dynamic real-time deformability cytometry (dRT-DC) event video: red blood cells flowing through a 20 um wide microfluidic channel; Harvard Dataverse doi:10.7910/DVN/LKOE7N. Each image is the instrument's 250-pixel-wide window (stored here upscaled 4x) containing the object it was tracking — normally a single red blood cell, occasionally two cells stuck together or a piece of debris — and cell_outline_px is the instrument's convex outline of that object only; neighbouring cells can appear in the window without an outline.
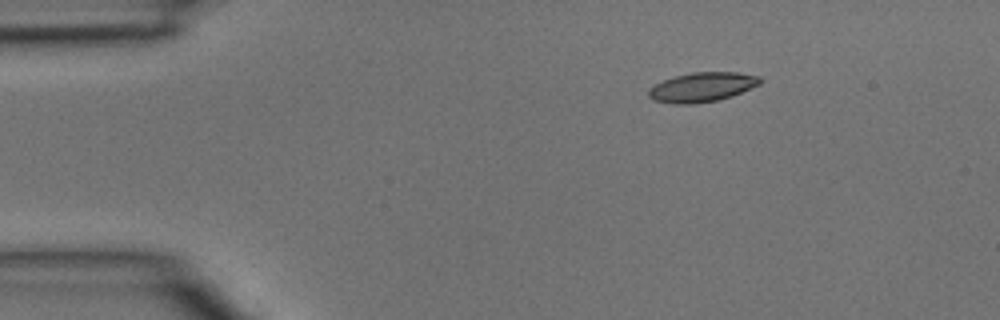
{"species": "common noctule bat (a hibernating species)", "species_latin": "Nyctalus noctula", "temperature_condition": "room temperature", "stored_images_in_passage": 2, "camera_frame_rate_fps": 3000, "um_per_image_px": 0.085, "animal": {"sex": "male", "body_mass_g": 15.6}, "frame": {"image": 1, "passage_image": 1, "time_ms": 0.0, "image_size_px": [1000, 320], "cell_outline_px": [[764, 80], [760, 84], [732, 96], [716, 100], [692, 104], [676, 104], [652, 100], [648, 96], [648, 88], [664, 80], [676, 76], [692, 72], [736, 72], [760, 76]], "centroid_in_image_um": [59.69, 7.4], "position_along_channel_um": 25.3, "area_um2": 19.13}}